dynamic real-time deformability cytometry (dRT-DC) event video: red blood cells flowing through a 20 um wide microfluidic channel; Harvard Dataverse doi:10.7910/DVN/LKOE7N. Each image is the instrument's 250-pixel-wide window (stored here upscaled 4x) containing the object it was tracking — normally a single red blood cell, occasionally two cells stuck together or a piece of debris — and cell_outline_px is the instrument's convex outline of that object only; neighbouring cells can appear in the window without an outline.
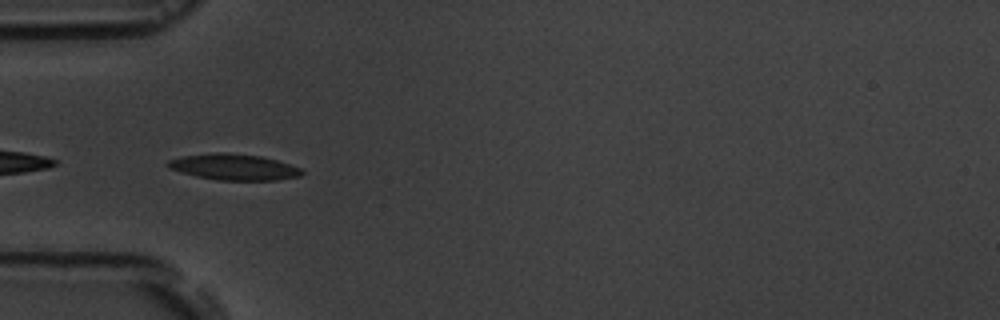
{"species": "common noctule bat (a hibernating species)", "species_latin": "Nyctalus noctula", "temperature_condition": "room temperature", "stored_images_in_passage": 6, "camera_frame_rate_fps": 3000, "um_per_image_px": 0.085, "animal": {"sex": "male", "body_mass_g": 19.5, "forearm_length_mm": 54.6}, "frame": {"image": 1, "passage_image": 5, "time_ms": 5.333, "image_size_px": [1000, 320], "cell_outline_px": [[304, 172], [300, 176], [276, 180], [216, 180], [196, 176], [180, 172], [168, 168], [164, 164], [168, 160], [184, 156], [216, 152], [228, 152], [260, 156], [276, 160], [300, 168]], "centroid_in_image_um": [19.83, 14.19], "position_along_channel_um": 65.2, "area_um2": 20.35}}
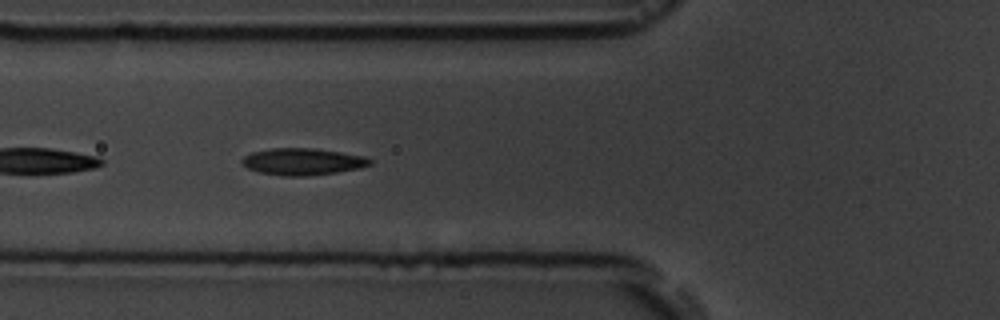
{"frame": {"image": 2, "passage_image": 6, "time_ms": 6.333, "image_size_px": [1000, 320], "cell_outline_px": [[372, 164], [360, 168], [336, 172], [308, 176], [284, 176], [260, 172], [248, 168], [240, 160], [244, 156], [252, 152], [272, 148], [316, 148], [364, 156], [372, 160]], "centroid_in_image_um": [25.74, 13.73], "position_along_channel_um": 100.1, "area_um2": 19.94}}